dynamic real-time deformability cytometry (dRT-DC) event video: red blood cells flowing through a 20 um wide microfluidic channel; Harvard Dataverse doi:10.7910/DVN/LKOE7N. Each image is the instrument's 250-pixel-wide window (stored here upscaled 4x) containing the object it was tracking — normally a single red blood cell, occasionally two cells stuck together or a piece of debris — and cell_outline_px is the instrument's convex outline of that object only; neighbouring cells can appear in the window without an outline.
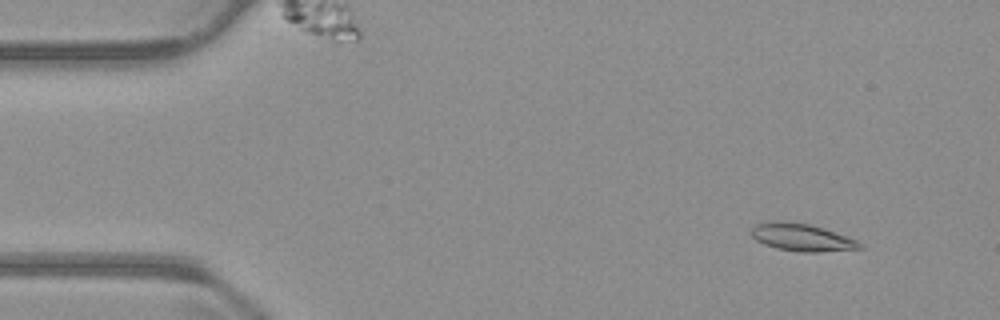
{"species": "common noctule bat (a hibernating species)", "species_latin": "Nyctalus noctula", "temperature_condition": "warm", "stored_images_in_passage": 55, "camera_frame_rate_fps": 3000, "um_per_image_px": 0.085, "animal": {"sex": "male", "body_mass_g": 23.1, "forearm_length_mm": 52.7}, "frame": {"image": 1, "passage_image": 6, "time_ms": 1.667, "image_size_px": [1000, 320], "cell_outline_px": [[864, 248], [820, 252], [800, 252], [776, 248], [764, 244], [756, 240], [752, 236], [752, 228], [756, 224], [768, 220], [772, 220], [808, 224], [856, 240]], "centroid_in_image_um": [68.09, 20.18], "position_along_channel_um": 16.9, "area_um2": 16.99}}
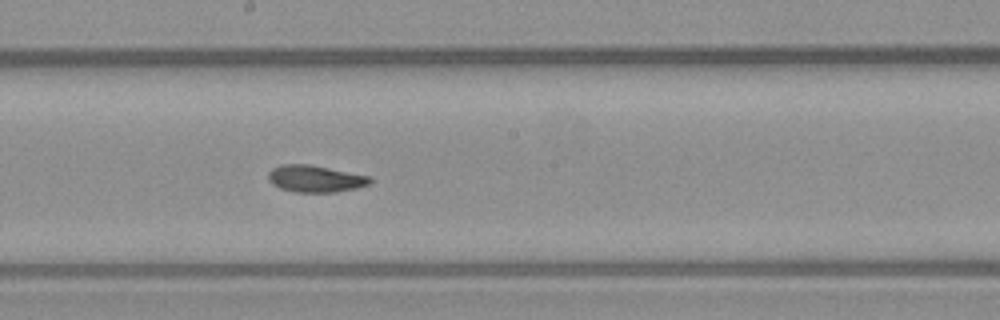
{"frame": {"image": 2, "passage_image": 30, "time_ms": 9.667, "image_size_px": [1000, 320], "cell_outline_px": [[372, 184], [356, 188], [336, 192], [292, 192], [280, 188], [272, 184], [268, 180], [268, 172], [272, 168], [284, 164], [308, 164], [372, 176]], "centroid_in_image_um": [26.82, 15.19], "position_along_channel_um": 221.4, "area_um2": 16.13}}
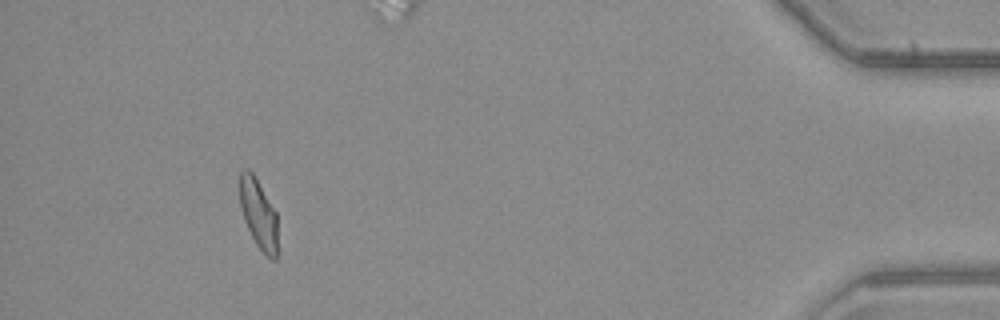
{"frame": {"image": 3, "passage_image": 51, "time_ms": 16.667, "image_size_px": [1000, 320], "cell_outline_px": [[276, 260], [272, 260], [256, 244], [244, 220], [240, 208], [240, 172], [244, 168], [248, 168], [252, 172], [276, 212]], "centroid_in_image_um": [21.94, 18.14], "position_along_channel_um": 413.3, "area_um2": 14.97}, "authors_computed_cell_mechanics": {"area_um2": 16.2996, "velocity_mm_per_s": 3.7636, "shape_relaxation_time_tau1_ms": 10.1712, "shape_relaxation_time_tau2_ms": 2.4558, "deformation_change_tau1": 0.2552, "deformation_change_tau2": 0.0688}}